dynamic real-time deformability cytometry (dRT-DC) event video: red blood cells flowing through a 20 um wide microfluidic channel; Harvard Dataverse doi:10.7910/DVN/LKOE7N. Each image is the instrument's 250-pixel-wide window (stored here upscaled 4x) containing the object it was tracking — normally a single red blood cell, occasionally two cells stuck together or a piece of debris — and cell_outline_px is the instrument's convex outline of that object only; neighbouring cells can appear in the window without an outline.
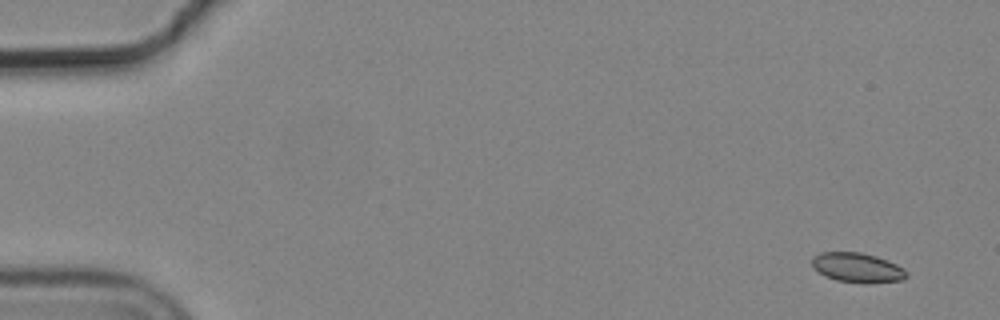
{"species": "common noctule bat (a hibernating species)", "species_latin": "Nyctalus noctula", "temperature_condition": "cold", "stored_images_in_passage": 5, "camera_frame_rate_fps": 3000, "um_per_image_px": 0.085, "animal": {"sex": "male", "body_mass_g": 19.2, "forearm_length_mm": 51.8}, "frame": {"image": 1, "passage_image": 1, "time_ms": 0.0, "image_size_px": [1000, 320], "cell_outline_px": [[908, 276], [904, 280], [864, 284], [836, 280], [824, 276], [812, 268], [812, 256], [820, 252], [860, 252], [876, 256], [888, 260], [904, 268], [908, 272]], "centroid_in_image_um": [72.88, 22.76], "position_along_channel_um": 12.1, "area_um2": 16.7}}
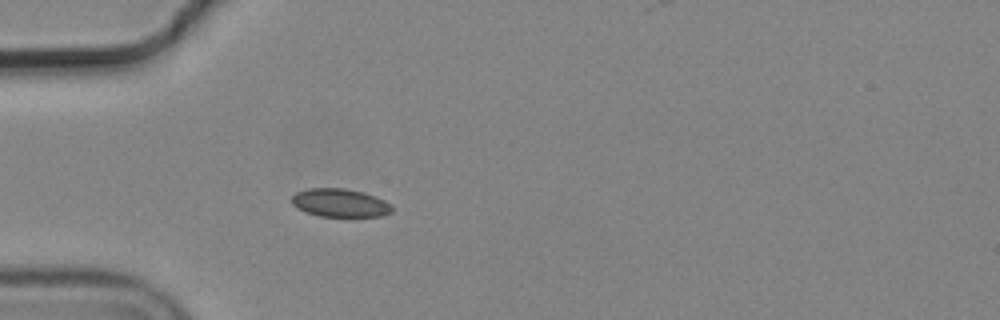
{"frame": {"image": 2, "passage_image": 4, "time_ms": 1.0, "image_size_px": [1000, 320], "cell_outline_px": [[392, 212], [380, 216], [320, 216], [304, 212], [292, 204], [292, 196], [296, 192], [308, 188], [344, 188], [364, 192], [376, 196], [392, 204]], "centroid_in_image_um": [28.9, 17.23], "position_along_channel_um": 56.1, "area_um2": 16.59}}